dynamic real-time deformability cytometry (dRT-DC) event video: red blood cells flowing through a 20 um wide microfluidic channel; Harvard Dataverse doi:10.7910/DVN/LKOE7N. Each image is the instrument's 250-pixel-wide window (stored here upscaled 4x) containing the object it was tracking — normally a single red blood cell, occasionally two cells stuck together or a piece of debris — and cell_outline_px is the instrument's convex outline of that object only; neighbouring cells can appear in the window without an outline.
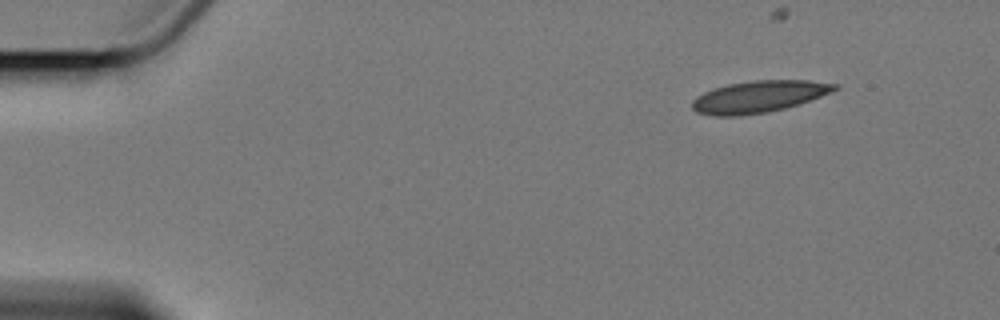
{"species": "Egyptian fruit bat (a non-hibernating species)", "species_latin": "Rousettus aegyptiacus", "temperature_condition": "cold", "stored_images_in_passage": 5, "camera_frame_rate_fps": 3000, "um_per_image_px": 0.085, "animal": {"sex": "female"}, "frame": {"image": 1, "passage_image": 1, "time_ms": 0.0, "image_size_px": [1000, 320], "cell_outline_px": [[840, 88], [832, 92], [784, 108], [764, 112], [736, 116], [712, 116], [696, 112], [692, 108], [692, 100], [696, 96], [712, 88], [728, 84], [752, 80], [808, 80], [840, 84]], "centroid_in_image_um": [64.47, 8.2], "position_along_channel_um": 20.5, "area_um2": 26.36}}
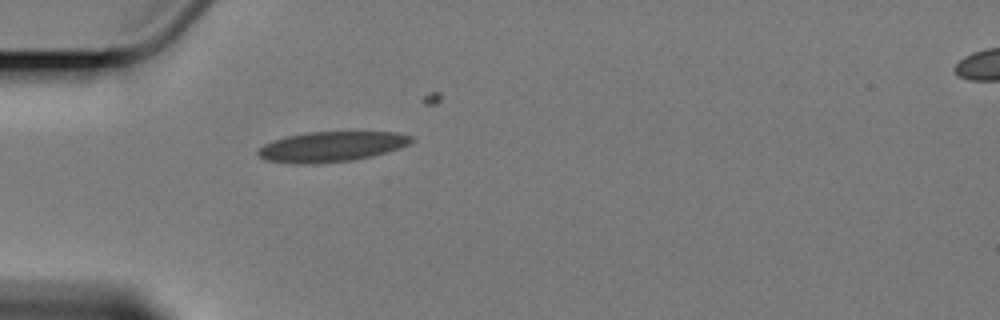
{"frame": {"image": 2, "passage_image": 4, "time_ms": 3.667, "image_size_px": [1000, 320], "cell_outline_px": [[416, 140], [400, 148], [388, 152], [372, 156], [352, 160], [312, 164], [292, 164], [264, 160], [256, 152], [264, 144], [272, 140], [284, 136], [304, 132], [400, 132], [416, 136]], "centroid_in_image_um": [28.2, 12.46], "position_along_channel_um": 56.8, "area_um2": 27.46}}